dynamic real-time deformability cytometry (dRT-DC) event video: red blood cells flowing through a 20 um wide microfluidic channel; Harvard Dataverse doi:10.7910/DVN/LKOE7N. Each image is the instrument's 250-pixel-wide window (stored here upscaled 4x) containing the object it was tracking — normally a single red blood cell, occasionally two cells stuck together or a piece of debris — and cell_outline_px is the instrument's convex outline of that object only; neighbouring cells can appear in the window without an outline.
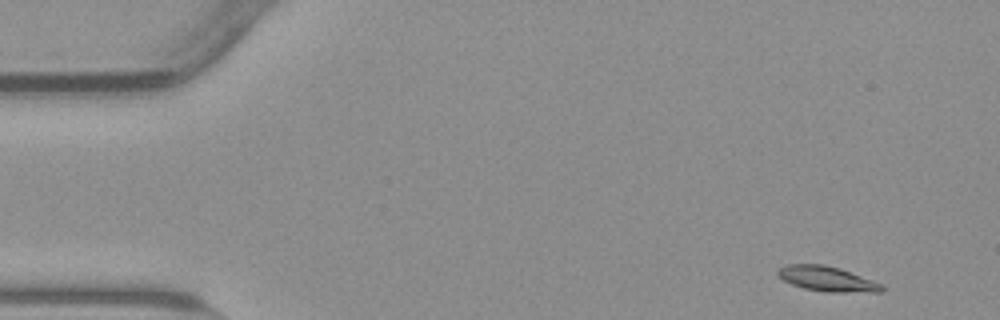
{"species": "common noctule bat (a hibernating species)", "species_latin": "Nyctalus noctula", "temperature_condition": "warm", "stored_images_in_passage": 51, "camera_frame_rate_fps": 3000, "um_per_image_px": 0.085, "animal": {"sex": "male", "body_mass_g": 23.1, "forearm_length_mm": 52.7}, "frame": {"image": 1, "passage_image": 1, "time_ms": 0.0, "image_size_px": [1000, 320], "cell_outline_px": [[884, 292], [824, 292], [804, 288], [792, 284], [784, 280], [776, 272], [780, 268], [788, 264], [824, 264], [840, 268], [872, 280], [880, 284], [884, 288]], "centroid_in_image_um": [70.31, 23.7], "position_along_channel_um": 14.7, "area_um2": 15.03}}
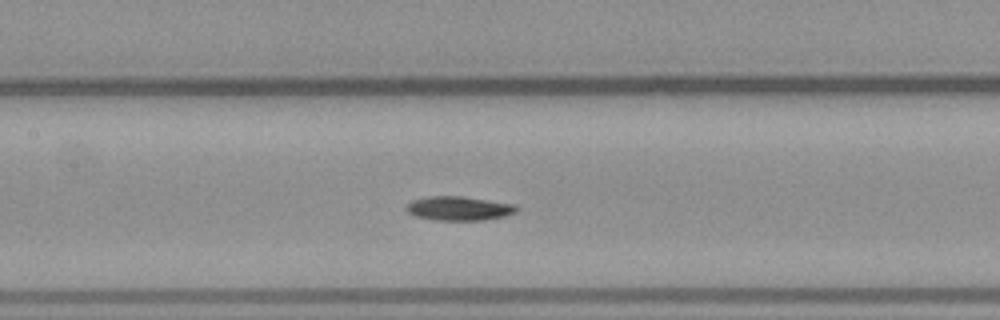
{"frame": {"image": 2, "passage_image": 22, "time_ms": 7.0, "image_size_px": [1000, 320], "cell_outline_px": [[520, 208], [516, 212], [504, 216], [484, 220], [436, 220], [416, 216], [408, 212], [404, 208], [412, 200], [428, 196], [464, 196], [516, 204]], "centroid_in_image_um": [39.04, 17.7], "position_along_channel_um": 168.4, "area_um2": 15.61}}
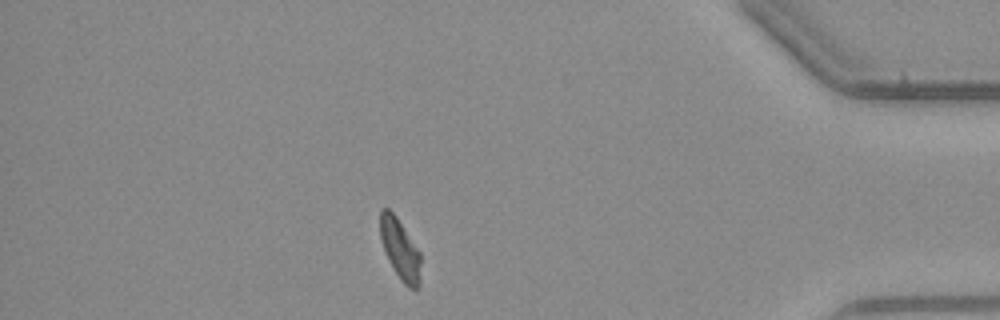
{"frame": {"image": 3, "passage_image": 44, "time_ms": 14.333, "image_size_px": [1000, 320], "cell_outline_px": [[420, 288], [416, 292], [408, 288], [400, 280], [388, 260], [380, 236], [380, 208], [388, 208], [396, 216], [420, 252]], "centroid_in_image_um": [34.02, 21.24], "position_along_channel_um": 401.2, "area_um2": 14.45}, "authors_computed_cell_mechanics": {"area_um2": 15.0858, "velocity_mm_per_s": 3.7939, "shape_relaxation_time_tau1_ms": 4.8994, "shape_relaxation_time_tau2_ms": null, "deformation_change_tau1": 0.1529, "deformation_change_tau2": null}}